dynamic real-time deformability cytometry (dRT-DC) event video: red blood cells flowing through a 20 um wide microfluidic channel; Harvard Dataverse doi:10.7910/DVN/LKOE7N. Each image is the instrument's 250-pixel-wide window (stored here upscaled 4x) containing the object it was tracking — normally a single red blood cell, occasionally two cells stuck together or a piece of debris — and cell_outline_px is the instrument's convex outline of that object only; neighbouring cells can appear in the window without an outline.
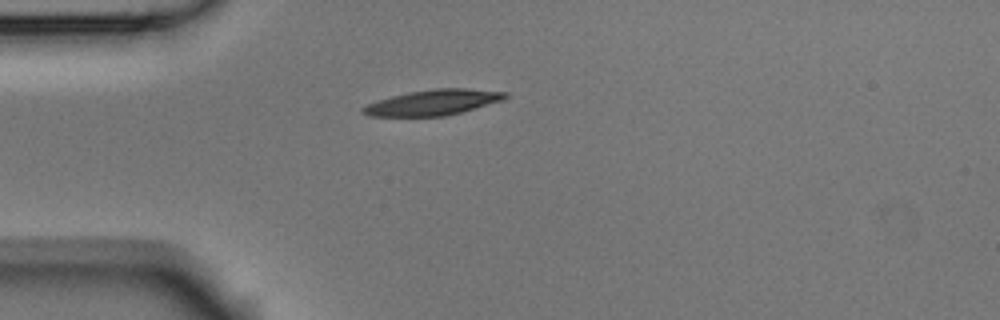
{"species": "Egyptian fruit bat (a non-hibernating species)", "species_latin": "Rousettus aegyptiacus", "temperature_condition": "room temperature", "stored_images_in_passage": 1, "camera_frame_rate_fps": 3000, "um_per_image_px": 0.085, "animal": {"sex": "male"}, "frame": {"image": 1, "passage_image": 1, "time_ms": 0.0, "image_size_px": [1000, 320], "cell_outline_px": [[508, 96], [500, 100], [460, 112], [444, 116], [368, 116], [360, 112], [360, 108], [368, 104], [392, 96], [408, 92], [436, 88], [464, 88], [508, 92]], "centroid_in_image_um": [36.76, 8.7], "position_along_channel_um": 48.2, "area_um2": 20.81}}